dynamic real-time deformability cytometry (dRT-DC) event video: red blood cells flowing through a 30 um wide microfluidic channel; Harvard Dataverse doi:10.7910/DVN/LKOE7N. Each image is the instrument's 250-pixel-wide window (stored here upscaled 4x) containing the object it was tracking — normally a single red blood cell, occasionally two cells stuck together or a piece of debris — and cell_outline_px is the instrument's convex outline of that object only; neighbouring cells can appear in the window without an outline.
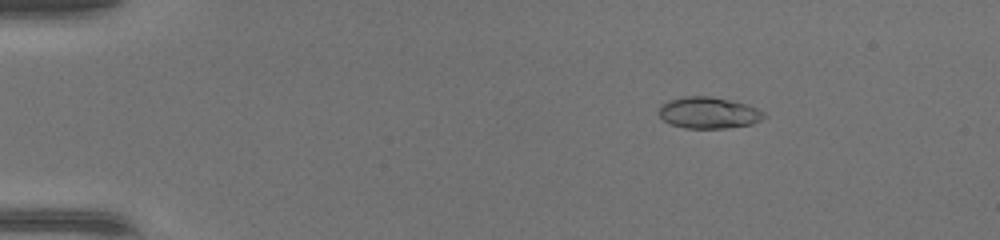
{"species": "common noctule bat (a hibernating species)", "species_latin": "Nyctalus noctula", "temperature_condition": "warm", "stored_images_in_passage": 41, "camera_frame_rate_fps": 3000, "um_per_image_px": 0.085, "animal": {"sex": "female", "body_mass_g": 17.0, "forearm_length_mm": 48.0}, "frame": {"image": 1, "passage_image": 1, "time_ms": 0.0, "image_size_px": [1000, 240], "cell_outline_px": [[768, 116], [752, 124], [724, 128], [684, 128], [672, 124], [664, 120], [656, 112], [660, 104], [668, 100], [680, 96], [708, 96], [732, 100], [748, 104], [764, 112]], "centroid_in_image_um": [60.21, 9.57], "position_along_channel_um": 24.8, "area_um2": 19.54}}
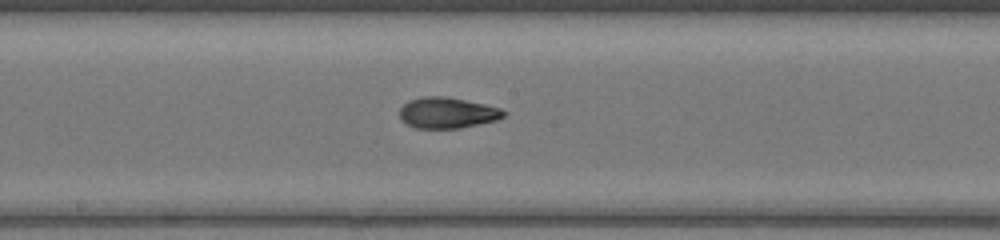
{"frame": {"image": 2, "passage_image": 20, "time_ms": 6.333, "image_size_px": [1000, 240], "cell_outline_px": [[508, 112], [504, 116], [496, 120], [460, 128], [416, 128], [400, 120], [400, 108], [408, 100], [424, 96], [448, 96], [484, 104], [500, 108]], "centroid_in_image_um": [38.01, 9.58], "position_along_channel_um": 210.2, "area_um2": 18.79}}
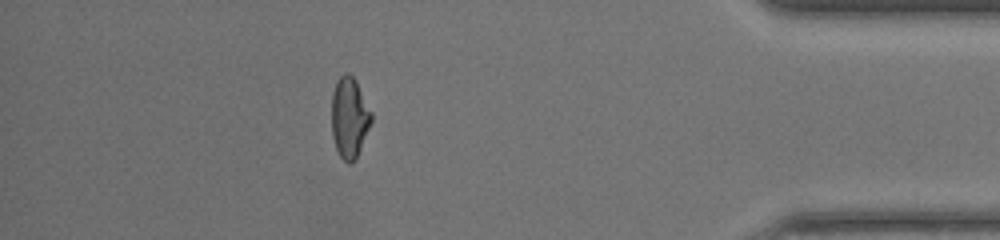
{"frame": {"image": 3, "passage_image": 36, "time_ms": 11.667, "image_size_px": [1000, 240], "cell_outline_px": [[372, 120], [356, 160], [352, 164], [348, 164], [340, 156], [336, 148], [332, 136], [332, 92], [336, 80], [344, 72], [348, 72], [356, 80], [372, 112]], "centroid_in_image_um": [29.7, 9.98], "position_along_channel_um": 405.5, "area_um2": 18.9}, "authors_computed_cell_mechanics": {"area_um2": 18.9006, "velocity_mm_per_s": 4.4359, "shape_relaxation_time_tau1_ms": null, "shape_relaxation_time_tau2_ms": 1.4294, "deformation_change_tau1": null, "deformation_change_tau2": 0.064}}